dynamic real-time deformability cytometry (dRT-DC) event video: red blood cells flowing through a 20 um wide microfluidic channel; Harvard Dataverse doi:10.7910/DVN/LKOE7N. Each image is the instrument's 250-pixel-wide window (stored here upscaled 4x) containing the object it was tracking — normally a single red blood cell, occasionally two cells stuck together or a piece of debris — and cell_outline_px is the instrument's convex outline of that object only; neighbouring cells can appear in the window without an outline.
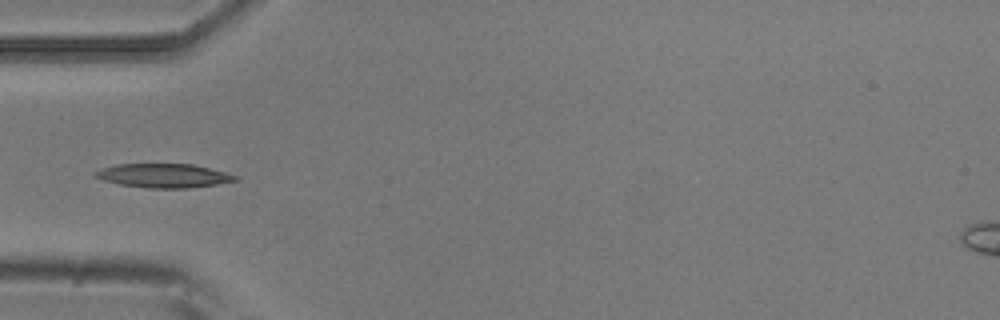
{"species": "common noctule bat (a hibernating species)", "species_latin": "Nyctalus noctula", "temperature_condition": "room temperature", "stored_images_in_passage": 7, "camera_frame_rate_fps": 3000, "um_per_image_px": 0.085, "animal": {"sex": "male", "body_mass_g": 20.5, "forearm_length_mm": 52.5}, "frame": {"image": 1, "passage_image": 4, "time_ms": 1.0, "image_size_px": [1000, 320], "cell_outline_px": [[240, 180], [216, 184], [188, 188], [148, 188], [120, 184], [104, 180], [96, 176], [92, 172], [100, 168], [116, 164], [192, 164], [240, 176]], "centroid_in_image_um": [13.92, 14.93], "position_along_channel_um": 71.1, "area_um2": 19.48}}
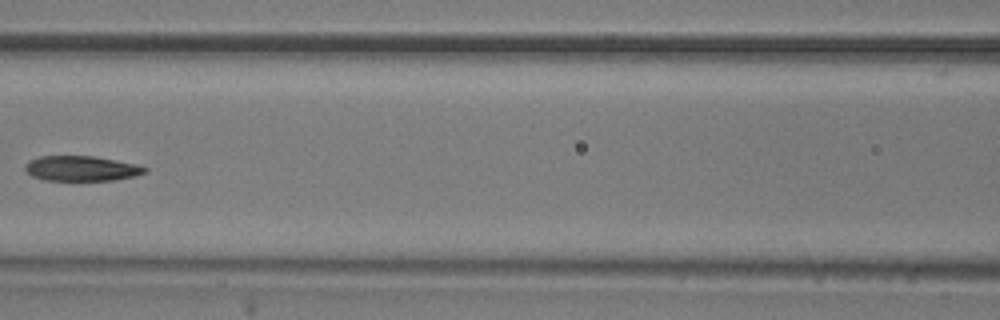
{"frame": {"image": 2, "passage_image": 6, "time_ms": 1.667, "image_size_px": [1000, 320], "cell_outline_px": [[148, 172], [136, 176], [116, 180], [44, 180], [32, 176], [24, 168], [24, 164], [28, 160], [40, 156], [96, 156], [136, 164], [148, 168]], "centroid_in_image_um": [6.94, 14.31], "position_along_channel_um": 159.7, "area_um2": 17.69}}
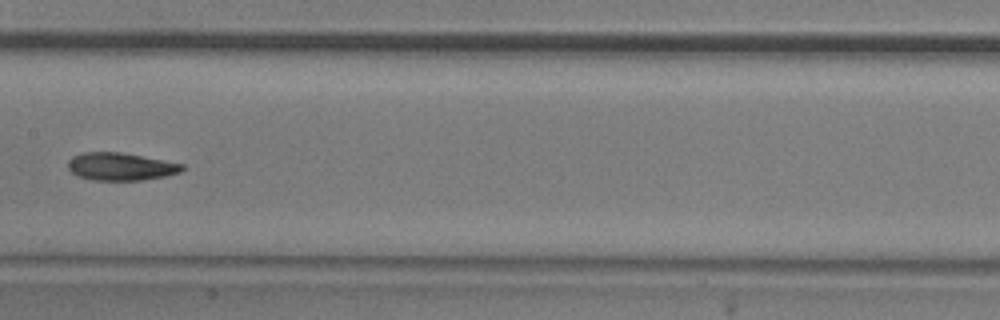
{"frame": {"image": 3, "passage_image": 7, "time_ms": 2.0, "image_size_px": [1000, 320], "cell_outline_px": [[184, 168], [180, 172], [164, 176], [144, 180], [92, 180], [76, 176], [68, 168], [68, 160], [72, 156], [84, 152], [120, 152], [184, 164]], "centroid_in_image_um": [10.22, 14.16], "position_along_channel_um": 197.2, "area_um2": 18.38}}